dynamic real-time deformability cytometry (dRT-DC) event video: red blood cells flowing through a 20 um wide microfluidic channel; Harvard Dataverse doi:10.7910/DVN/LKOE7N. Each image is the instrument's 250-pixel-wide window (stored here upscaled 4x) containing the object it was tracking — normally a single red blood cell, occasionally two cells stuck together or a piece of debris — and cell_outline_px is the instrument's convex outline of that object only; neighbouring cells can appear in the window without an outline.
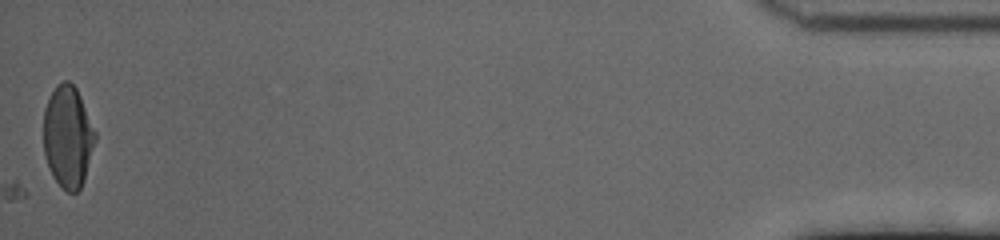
{"species": "human", "species_latin": "Homo sapiens", "temperature_condition": "cold", "stored_images_in_passage": 40, "camera_frame_rate_fps": 3000, "um_per_image_px": 0.085, "donor": {"sex": "female"}, "frame": {"image": 1, "passage_image": 40, "time_ms": 13.0, "image_size_px": [1000, 240], "cell_outline_px": [[96, 140], [84, 180], [80, 188], [76, 192], [68, 192], [52, 176], [44, 156], [44, 108], [56, 84], [64, 80], [68, 80], [76, 88], [80, 96], [96, 132]], "centroid_in_image_um": [5.77, 11.61], "position_along_channel_um": 429.4, "area_um2": 30.58}}